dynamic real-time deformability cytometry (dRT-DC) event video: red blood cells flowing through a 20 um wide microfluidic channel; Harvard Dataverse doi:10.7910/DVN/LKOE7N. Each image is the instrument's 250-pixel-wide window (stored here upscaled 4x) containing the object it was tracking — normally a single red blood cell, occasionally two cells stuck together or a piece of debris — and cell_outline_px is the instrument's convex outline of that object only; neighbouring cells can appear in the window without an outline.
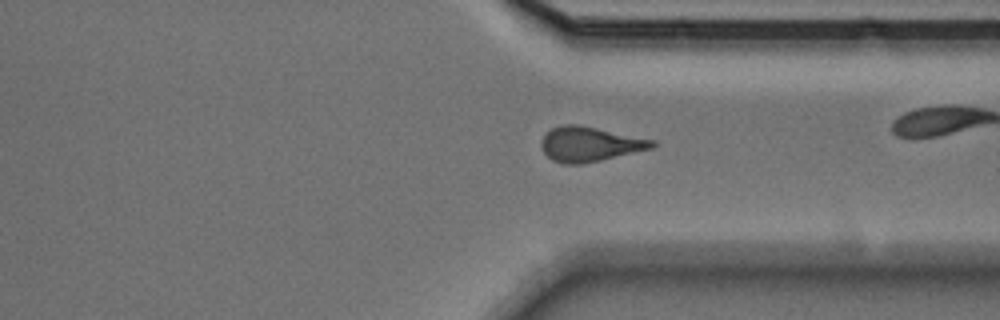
{"species": "Egyptian fruit bat (a non-hibernating species)", "species_latin": "Rousettus aegyptiacus", "temperature_condition": "cold", "stored_images_in_passage": 48, "camera_frame_rate_fps": 3000, "um_per_image_px": 0.085, "animal": {"sex": "male"}, "frame": {"image": 1, "passage_image": 35, "time_ms": 11.333, "image_size_px": [1000, 320], "cell_outline_px": [[656, 144], [652, 148], [600, 160], [580, 164], [564, 164], [552, 160], [544, 152], [540, 144], [544, 136], [552, 128], [564, 124], [580, 124], [656, 140]], "centroid_in_image_um": [50.14, 12.24], "position_along_channel_um": 361.3, "area_um2": 22.37}}